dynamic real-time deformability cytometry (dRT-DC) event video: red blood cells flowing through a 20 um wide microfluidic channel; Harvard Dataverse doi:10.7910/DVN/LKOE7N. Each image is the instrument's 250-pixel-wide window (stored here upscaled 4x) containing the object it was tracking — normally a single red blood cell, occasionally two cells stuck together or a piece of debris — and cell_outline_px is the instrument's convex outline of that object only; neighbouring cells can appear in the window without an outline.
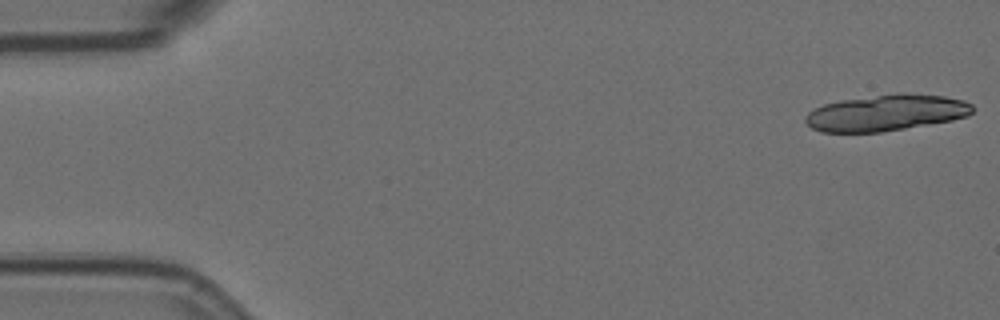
{"species": "Egyptian fruit bat (a non-hibernating species)", "species_latin": "Rousettus aegyptiacus", "temperature_condition": "room temperature", "stored_images_in_passage": 11, "camera_frame_rate_fps": 3000, "um_per_image_px": 0.085, "animal": {"sex": "female"}, "frame": {"image": 1, "passage_image": 1, "time_ms": 0.0, "image_size_px": [1000, 320], "cell_outline_px": [[972, 112], [968, 116], [952, 120], [880, 132], [820, 132], [812, 128], [804, 120], [804, 116], [808, 112], [824, 104], [840, 100], [900, 92], [904, 92], [944, 96], [964, 100], [972, 104]], "centroid_in_image_um": [75.32, 9.58], "position_along_channel_um": 9.7, "area_um2": 35.32}}
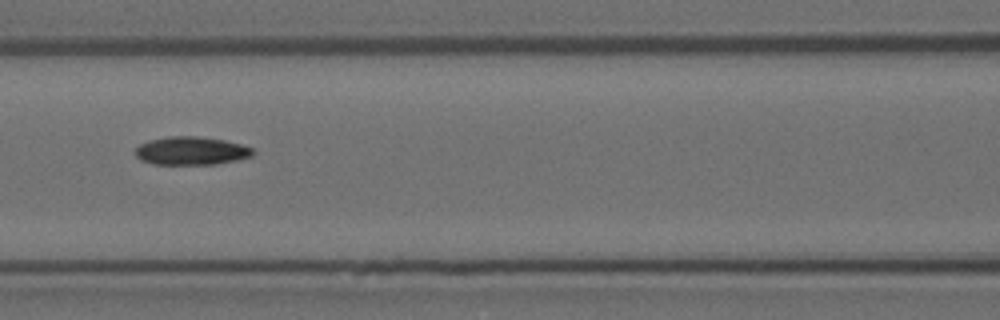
{"frame": {"image": 2, "passage_image": 7, "time_ms": 2.0, "image_size_px": [1000, 320], "cell_outline_px": [[256, 152], [252, 156], [236, 160], [216, 164], [152, 164], [140, 160], [136, 156], [136, 148], [140, 144], [148, 140], [168, 136], [196, 136], [224, 140], [240, 144], [252, 148]], "centroid_in_image_um": [16.24, 12.82], "position_along_channel_um": 150.4, "area_um2": 19.36}}
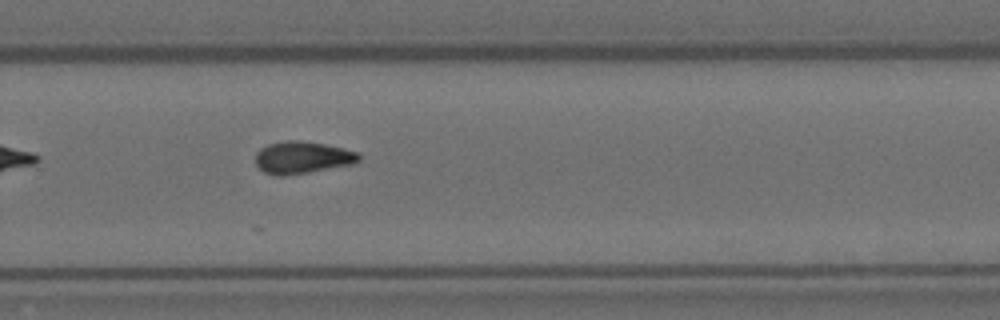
{"frame": {"image": 3, "passage_image": 11, "time_ms": 3.333, "image_size_px": [1000, 320], "cell_outline_px": [[360, 160], [356, 164], [284, 176], [276, 176], [264, 172], [256, 164], [256, 152], [260, 148], [268, 144], [288, 140], [300, 140], [324, 144], [344, 148], [360, 152]], "centroid_in_image_um": [25.73, 13.39], "position_along_channel_um": 304.1, "area_um2": 19.59}}